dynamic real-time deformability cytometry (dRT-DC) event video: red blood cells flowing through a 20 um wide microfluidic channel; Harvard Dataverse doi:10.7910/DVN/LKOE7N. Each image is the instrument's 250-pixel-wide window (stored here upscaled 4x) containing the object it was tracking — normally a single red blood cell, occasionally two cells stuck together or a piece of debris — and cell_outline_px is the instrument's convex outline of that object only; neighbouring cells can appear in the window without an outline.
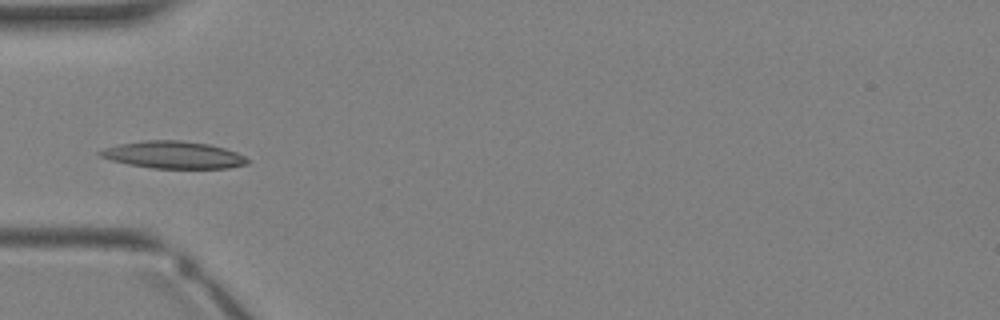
{"species": "Egyptian fruit bat (a non-hibernating species)", "species_latin": "Rousettus aegyptiacus", "temperature_condition": "warm", "stored_images_in_passage": 3, "camera_frame_rate_fps": 3000, "um_per_image_px": 0.085, "animal": {"sex": "female"}, "frame": {"image": 1, "passage_image": 3, "time_ms": 2.333, "image_size_px": [1000, 320], "cell_outline_px": [[248, 164], [228, 168], [152, 168], [128, 164], [112, 160], [100, 156], [96, 152], [104, 148], [120, 144], [144, 140], [180, 140], [208, 144], [224, 148], [236, 152], [244, 156], [248, 160]], "centroid_in_image_um": [14.73, 13.16], "position_along_channel_um": 70.3, "area_um2": 23.24}}